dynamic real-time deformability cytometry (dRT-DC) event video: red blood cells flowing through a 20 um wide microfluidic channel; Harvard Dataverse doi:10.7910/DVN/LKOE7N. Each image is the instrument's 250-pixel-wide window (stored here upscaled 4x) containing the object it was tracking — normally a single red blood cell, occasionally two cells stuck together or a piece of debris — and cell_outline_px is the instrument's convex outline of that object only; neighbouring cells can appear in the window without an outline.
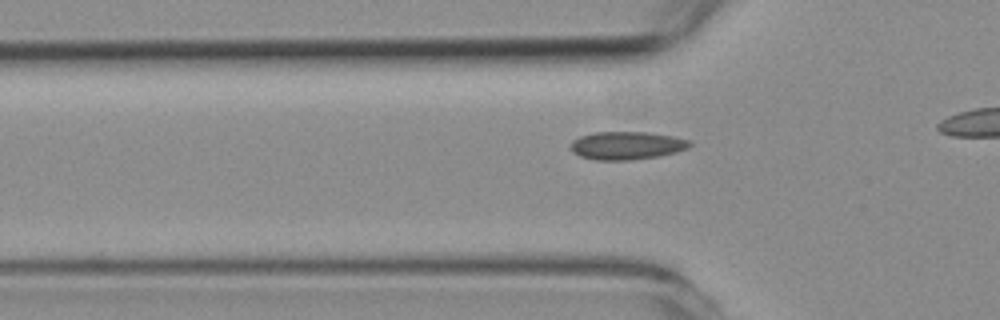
{"species": "common noctule bat (a hibernating species)", "species_latin": "Nyctalus noctula", "temperature_condition": "room temperature", "stored_images_in_passage": 36, "camera_frame_rate_fps": 3000, "um_per_image_px": 0.085, "animal": {"sex": "female", "body_mass_g": 19.3, "forearm_length_mm": 54.1}, "frame": {"image": 1, "passage_image": 9, "time_ms": 2.667, "image_size_px": [1000, 320], "cell_outline_px": [[692, 144], [688, 148], [676, 152], [656, 156], [632, 160], [596, 160], [580, 156], [572, 152], [568, 148], [572, 140], [580, 136], [596, 132], [648, 132], [672, 136], [692, 140]], "centroid_in_image_um": [53.25, 12.36], "position_along_channel_um": 72.6, "area_um2": 19.59}}
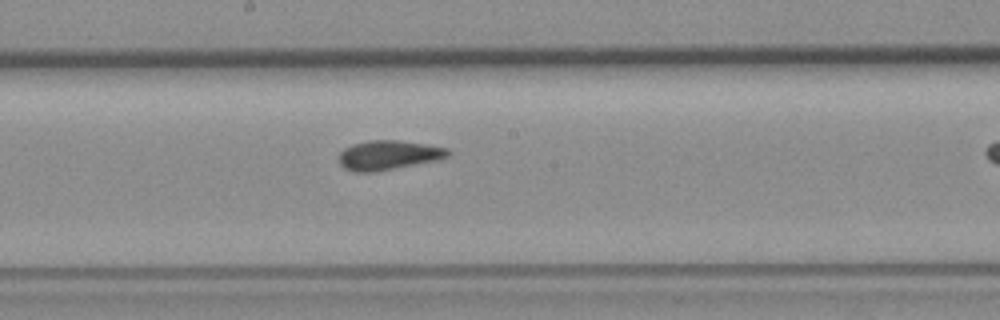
{"frame": {"image": 2, "passage_image": 21, "time_ms": 6.667, "image_size_px": [1000, 320], "cell_outline_px": [[452, 152], [448, 156], [440, 160], [376, 172], [356, 172], [344, 168], [340, 164], [336, 156], [344, 148], [352, 144], [368, 140], [400, 140], [428, 144], [448, 148]], "centroid_in_image_um": [33.03, 13.18], "position_along_channel_um": 215.2, "area_um2": 19.19}}
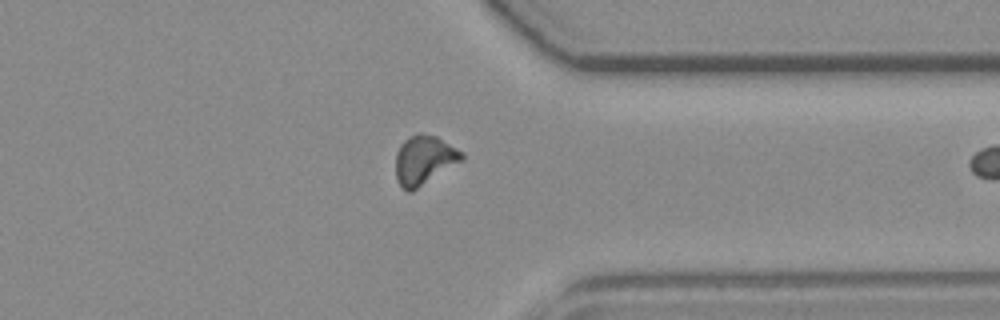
{"frame": {"image": 3, "passage_image": 35, "time_ms": 11.333, "image_size_px": [1000, 320], "cell_outline_px": [[464, 160], [412, 192], [408, 192], [400, 184], [396, 176], [396, 152], [400, 144], [408, 136], [416, 132], [420, 132], [436, 136], [464, 152]], "centroid_in_image_um": [36.06, 13.58], "position_along_channel_um": 375.3, "area_um2": 19.19}}